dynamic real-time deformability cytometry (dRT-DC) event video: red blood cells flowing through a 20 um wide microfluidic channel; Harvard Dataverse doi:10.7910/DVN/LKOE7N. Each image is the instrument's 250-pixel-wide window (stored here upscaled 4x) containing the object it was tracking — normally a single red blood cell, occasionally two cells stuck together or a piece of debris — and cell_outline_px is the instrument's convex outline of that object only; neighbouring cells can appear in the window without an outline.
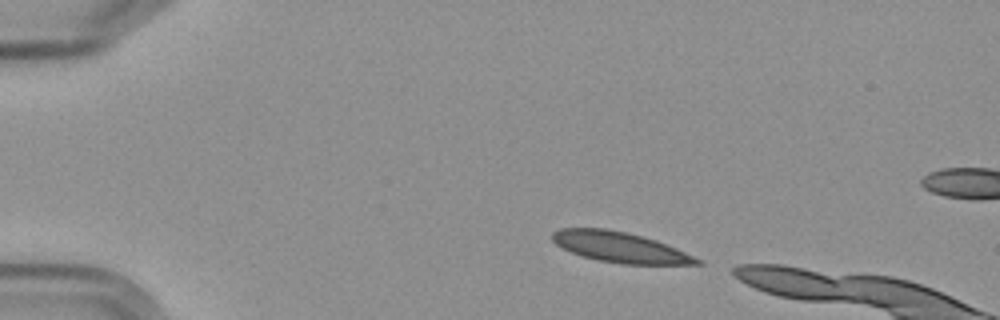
{"species": "Egyptian fruit bat (a non-hibernating species)", "species_latin": "Rousettus aegyptiacus", "temperature_condition": "cold", "stored_images_in_passage": 3, "camera_frame_rate_fps": 3000, "um_per_image_px": 0.085, "frame": {"image": 1, "passage_image": 1, "time_ms": 0.0, "image_size_px": [1000, 320], "cell_outline_px": [[704, 264], [620, 264], [580, 256], [556, 244], [552, 240], [552, 232], [560, 228], [604, 228], [624, 232], [656, 240], [676, 248], [704, 260]], "centroid_in_image_um": [52.71, 21.02], "position_along_channel_um": 32.3, "area_um2": 25.49}}